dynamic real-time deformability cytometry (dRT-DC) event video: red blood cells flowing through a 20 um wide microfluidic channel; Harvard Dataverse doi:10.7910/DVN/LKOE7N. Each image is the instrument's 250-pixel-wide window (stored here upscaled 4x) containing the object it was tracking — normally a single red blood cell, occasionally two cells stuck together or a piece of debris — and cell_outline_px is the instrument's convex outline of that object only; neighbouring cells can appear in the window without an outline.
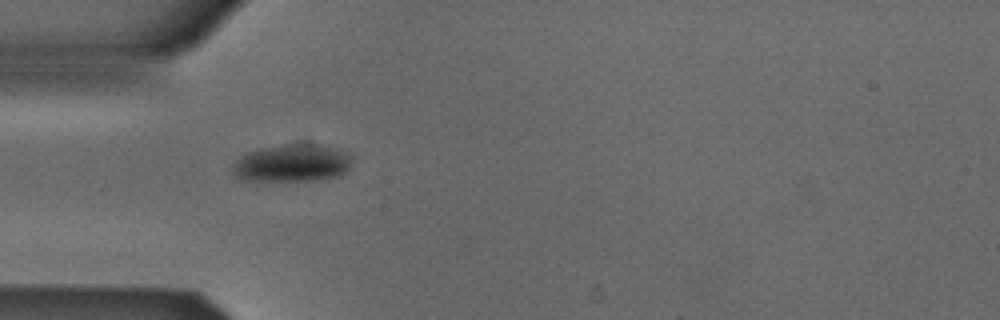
{"species": "Egyptian fruit bat (a non-hibernating species)", "species_latin": "Rousettus aegyptiacus", "temperature_condition": "cold", "stored_images_in_passage": 4, "camera_frame_rate_fps": 3000, "um_per_image_px": 0.085, "animal": {"sex": "male"}, "frame": {"image": 1, "passage_image": 3, "time_ms": 0.667, "image_size_px": [1000, 320], "cell_outline_px": [[352, 156], [348, 168], [344, 172], [336, 176], [316, 180], [240, 180], [232, 172], [232, 164], [240, 156], [248, 152], [260, 148], [280, 144], [320, 144], [340, 148], [348, 152]], "centroid_in_image_um": [24.82, 13.84], "position_along_channel_um": 60.2, "area_um2": 26.3}}